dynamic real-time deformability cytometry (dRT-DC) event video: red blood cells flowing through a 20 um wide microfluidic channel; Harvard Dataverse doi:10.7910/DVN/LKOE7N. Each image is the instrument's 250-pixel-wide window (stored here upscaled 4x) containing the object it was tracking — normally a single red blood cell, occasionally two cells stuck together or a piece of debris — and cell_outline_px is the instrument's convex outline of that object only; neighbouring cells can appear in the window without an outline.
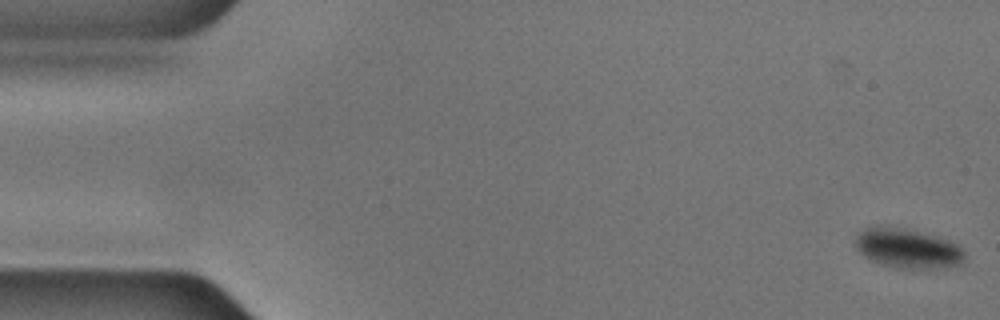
{"species": "common noctule bat (a hibernating species)", "species_latin": "Nyctalus noctula", "temperature_condition": "cold", "stored_images_in_passage": 48, "camera_frame_rate_fps": 3000, "um_per_image_px": 0.085, "animal": {"sex": "male", "body_mass_g": 17.9, "forearm_length_mm": 54.2}, "frame": {"image": 1, "passage_image": 1, "time_ms": 0.0, "image_size_px": [1000, 320], "cell_outline_px": [[964, 260], [960, 264], [928, 268], [904, 268], [884, 264], [872, 260], [864, 256], [856, 248], [856, 236], [864, 228], [904, 228], [936, 236], [948, 240], [956, 244], [964, 252]], "centroid_in_image_um": [77.15, 21.11], "position_along_channel_um": 7.8, "area_um2": 24.28}}
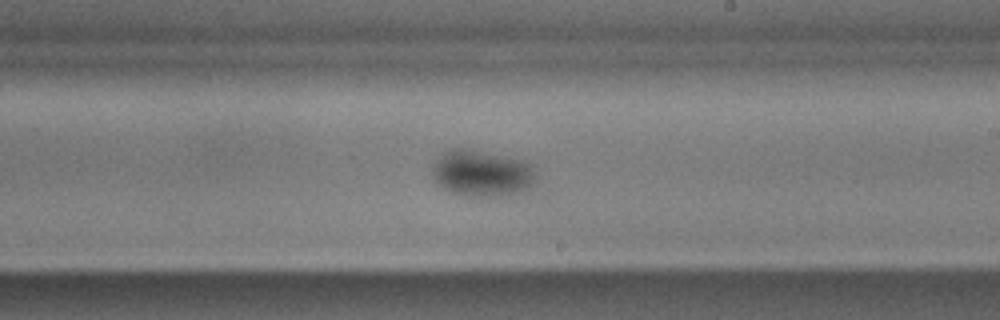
{"frame": {"image": 2, "passage_image": 32, "time_ms": 10.333, "image_size_px": [1000, 320], "cell_outline_px": [[536, 180], [528, 192], [508, 196], [468, 196], [452, 192], [444, 188], [432, 176], [432, 164], [440, 152], [452, 148], [464, 148], [520, 160], [532, 164]], "centroid_in_image_um": [40.97, 14.75], "position_along_channel_um": 248.0, "area_um2": 28.32}}
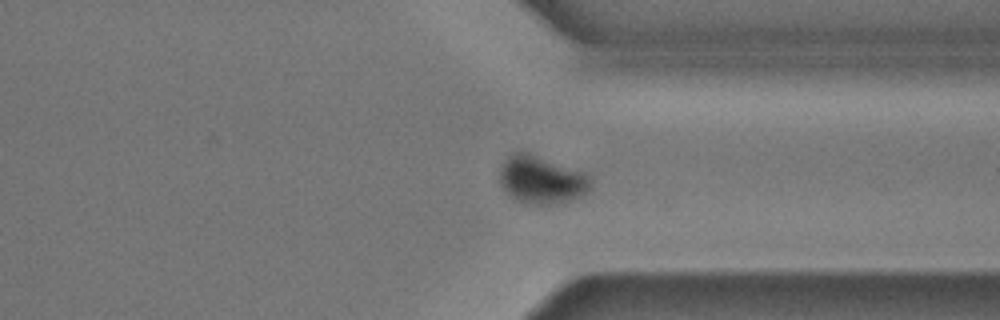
{"frame": {"image": 3, "passage_image": 42, "time_ms": 13.667, "image_size_px": [1000, 320], "cell_outline_px": [[592, 184], [580, 196], [568, 200], [548, 204], [532, 204], [516, 200], [500, 184], [500, 164], [512, 152], [520, 148], [584, 172], [592, 180]], "centroid_in_image_um": [45.98, 15.21], "position_along_channel_um": 365.4, "area_um2": 25.43}, "authors_computed_cell_mechanics": {"area_um2": 26.588, "velocity_mm_per_s": 3.5426, "shape_relaxation_time_tau1_ms": 1.13, "shape_relaxation_time_tau2_ms": null, "deformation_change_tau1": 0.059, "deformation_change_tau2": null}}